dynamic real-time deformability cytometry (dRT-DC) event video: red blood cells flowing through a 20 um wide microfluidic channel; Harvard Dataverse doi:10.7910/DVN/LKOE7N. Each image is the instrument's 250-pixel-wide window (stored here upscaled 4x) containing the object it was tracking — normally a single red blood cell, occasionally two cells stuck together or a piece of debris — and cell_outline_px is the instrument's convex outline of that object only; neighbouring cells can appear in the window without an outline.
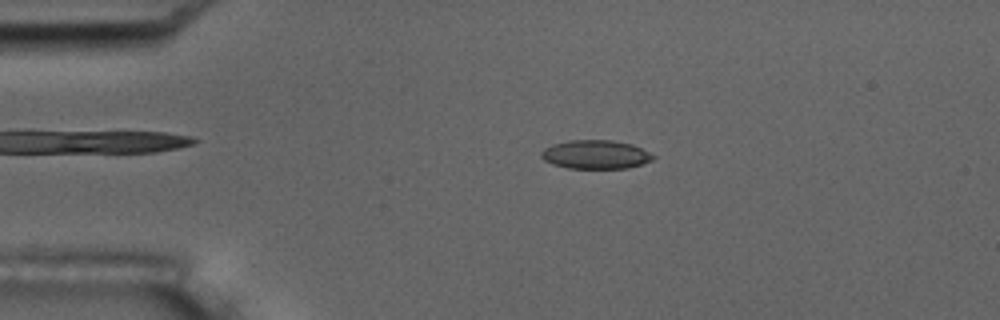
{"species": "common noctule bat (a hibernating species)", "species_latin": "Nyctalus noctula", "temperature_condition": "room temperature", "stored_images_in_passage": 5, "camera_frame_rate_fps": 3000, "um_per_image_px": 0.085, "animal": {"sex": "male", "body_mass_g": 17.5, "forearm_length_mm": 52.3}, "frame": {"image": 1, "passage_image": 3, "time_ms": 0.667, "image_size_px": [1000, 320], "cell_outline_px": [[656, 156], [652, 160], [628, 168], [568, 168], [552, 164], [544, 160], [540, 156], [540, 152], [544, 148], [552, 144], [568, 140], [612, 140], [632, 144]], "centroid_in_image_um": [50.59, 13.13], "position_along_channel_um": 34.4, "area_um2": 18.73}}